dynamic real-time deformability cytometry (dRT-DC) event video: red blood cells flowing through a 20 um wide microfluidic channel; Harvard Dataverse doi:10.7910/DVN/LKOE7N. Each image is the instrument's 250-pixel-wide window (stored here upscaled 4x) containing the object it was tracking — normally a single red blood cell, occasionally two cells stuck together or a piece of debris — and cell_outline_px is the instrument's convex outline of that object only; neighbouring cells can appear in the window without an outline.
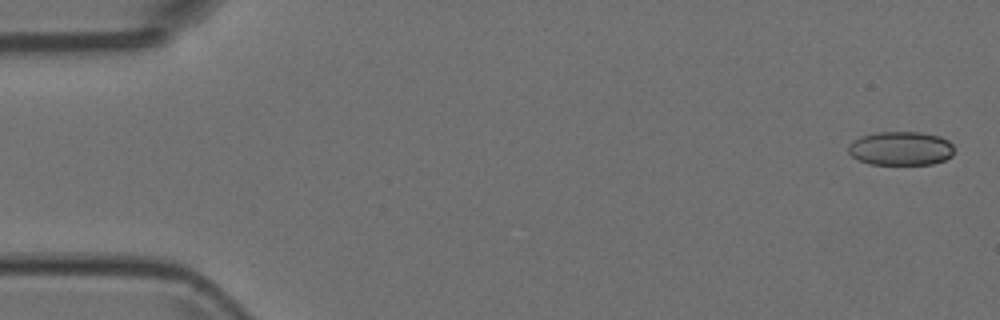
{"species": "Egyptian fruit bat (a non-hibernating species)", "species_latin": "Rousettus aegyptiacus", "temperature_condition": "room temperature", "stored_images_in_passage": 6, "segment_of_instrument_passage": [1, 2], "camera_frame_rate_fps": 3000, "um_per_image_px": 0.085, "animal": {"sex": "female"}, "frame": {"image": 1, "passage_image": 1, "time_ms": 0.0, "image_size_px": [1000, 320], "cell_outline_px": [[952, 156], [944, 160], [932, 164], [868, 164], [852, 156], [848, 152], [848, 144], [852, 140], [860, 136], [876, 132], [920, 132], [940, 136], [948, 140], [952, 144]], "centroid_in_image_um": [76.54, 12.61], "position_along_channel_um": 8.5, "area_um2": 20.98}}